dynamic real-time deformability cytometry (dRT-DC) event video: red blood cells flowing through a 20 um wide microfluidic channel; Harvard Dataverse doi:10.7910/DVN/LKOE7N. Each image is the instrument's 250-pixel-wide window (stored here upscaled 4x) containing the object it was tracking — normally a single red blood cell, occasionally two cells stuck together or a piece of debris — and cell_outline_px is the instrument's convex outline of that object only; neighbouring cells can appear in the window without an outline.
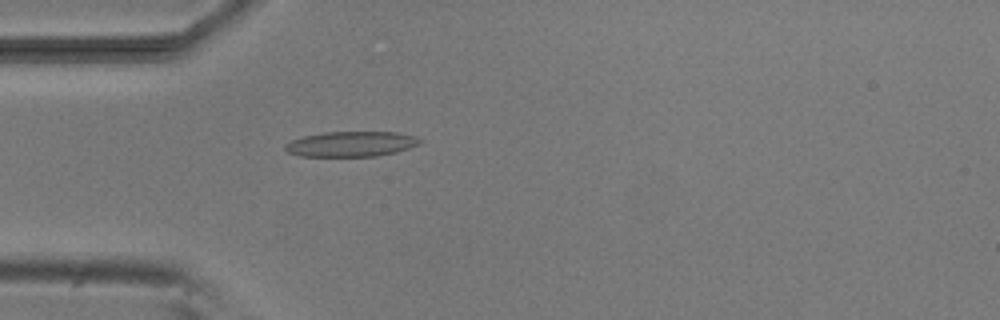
{"species": "common noctule bat (a hibernating species)", "species_latin": "Nyctalus noctula", "temperature_condition": "room temperature", "stored_images_in_passage": 4, "camera_frame_rate_fps": 3000, "um_per_image_px": 0.085, "animal": {"sex": "male", "body_mass_g": 20.5, "forearm_length_mm": 52.5}, "frame": {"image": 1, "passage_image": 4, "time_ms": 3.667, "image_size_px": [1000, 320], "cell_outline_px": [[424, 140], [408, 148], [396, 152], [376, 156], [300, 156], [288, 152], [284, 148], [284, 144], [292, 140], [304, 136], [324, 132], [396, 132], [416, 136]], "centroid_in_image_um": [29.84, 12.23], "position_along_channel_um": 55.2, "area_um2": 19.71}}